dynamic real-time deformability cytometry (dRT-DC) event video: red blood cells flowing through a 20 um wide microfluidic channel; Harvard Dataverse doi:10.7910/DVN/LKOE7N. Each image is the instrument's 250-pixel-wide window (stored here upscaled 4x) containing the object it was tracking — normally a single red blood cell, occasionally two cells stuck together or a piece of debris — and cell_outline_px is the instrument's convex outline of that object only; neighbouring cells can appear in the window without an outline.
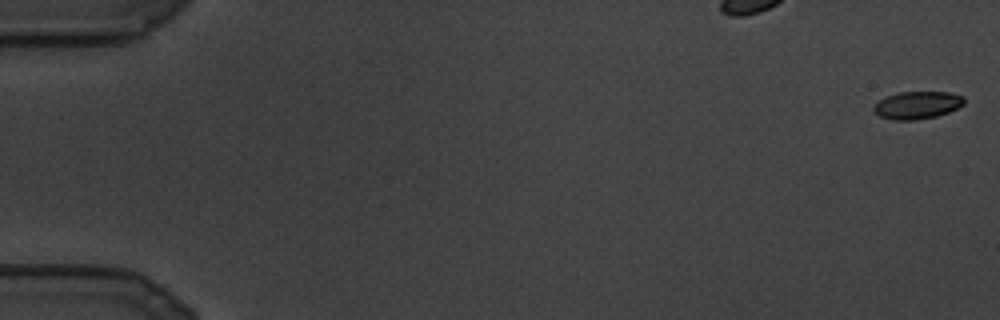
{"species": "common noctule bat (a hibernating species)", "species_latin": "Nyctalus noctula", "temperature_condition": "cold", "stored_images_in_passage": 12, "camera_frame_rate_fps": 3000, "um_per_image_px": 0.085, "animal": {"sex": "male", "body_mass_g": 19.5, "forearm_length_mm": 54.6}, "frame": {"image": 1, "passage_image": 1, "time_ms": 0.0, "image_size_px": [1000, 320], "cell_outline_px": [[964, 104], [948, 112], [936, 116], [916, 120], [892, 120], [880, 116], [872, 112], [872, 108], [880, 100], [888, 96], [900, 92], [948, 92], [964, 96]], "centroid_in_image_um": [77.95, 8.94], "position_along_channel_um": 7.0, "area_um2": 14.45}}
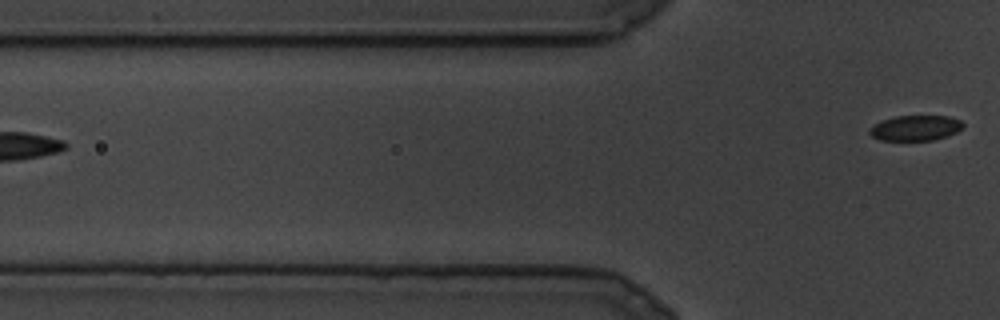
{"frame": {"image": 2, "passage_image": 12, "time_ms": 3.667, "image_size_px": [1000, 320], "cell_outline_px": [[964, 128], [948, 136], [932, 140], [880, 140], [872, 136], [868, 132], [868, 128], [880, 120], [896, 116], [948, 116], [960, 120], [964, 124]], "centroid_in_image_um": [77.8, 10.87], "position_along_channel_um": 48.0, "area_um2": 13.93}}